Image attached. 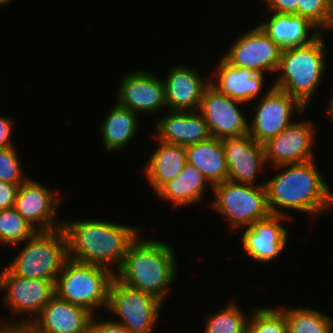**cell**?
Here are the masks:
<instances>
[{
    "label": "cell",
    "instance_id": "obj_1",
    "mask_svg": "<svg viewBox=\"0 0 333 333\" xmlns=\"http://www.w3.org/2000/svg\"><path fill=\"white\" fill-rule=\"evenodd\" d=\"M315 162L316 159L272 167L277 174L265 181L272 215L291 218L285 211L288 209L306 213L312 219L319 213L333 211V191Z\"/></svg>",
    "mask_w": 333,
    "mask_h": 333
},
{
    "label": "cell",
    "instance_id": "obj_2",
    "mask_svg": "<svg viewBox=\"0 0 333 333\" xmlns=\"http://www.w3.org/2000/svg\"><path fill=\"white\" fill-rule=\"evenodd\" d=\"M68 258L106 267L115 273L130 244L141 233L137 227L101 219L64 220ZM116 270H115V268Z\"/></svg>",
    "mask_w": 333,
    "mask_h": 333
},
{
    "label": "cell",
    "instance_id": "obj_3",
    "mask_svg": "<svg viewBox=\"0 0 333 333\" xmlns=\"http://www.w3.org/2000/svg\"><path fill=\"white\" fill-rule=\"evenodd\" d=\"M141 234L130 244L114 276L120 282L149 293L164 303L178 276L175 250L166 241L143 239Z\"/></svg>",
    "mask_w": 333,
    "mask_h": 333
},
{
    "label": "cell",
    "instance_id": "obj_4",
    "mask_svg": "<svg viewBox=\"0 0 333 333\" xmlns=\"http://www.w3.org/2000/svg\"><path fill=\"white\" fill-rule=\"evenodd\" d=\"M324 34L310 44L282 49L273 87L299 100L306 108L326 74Z\"/></svg>",
    "mask_w": 333,
    "mask_h": 333
},
{
    "label": "cell",
    "instance_id": "obj_5",
    "mask_svg": "<svg viewBox=\"0 0 333 333\" xmlns=\"http://www.w3.org/2000/svg\"><path fill=\"white\" fill-rule=\"evenodd\" d=\"M113 277L114 273L106 267L68 258L55 281V295L96 315L97 310L107 309Z\"/></svg>",
    "mask_w": 333,
    "mask_h": 333
},
{
    "label": "cell",
    "instance_id": "obj_6",
    "mask_svg": "<svg viewBox=\"0 0 333 333\" xmlns=\"http://www.w3.org/2000/svg\"><path fill=\"white\" fill-rule=\"evenodd\" d=\"M24 244L6 267L19 277L56 281L68 259L67 238L63 228L38 231Z\"/></svg>",
    "mask_w": 333,
    "mask_h": 333
},
{
    "label": "cell",
    "instance_id": "obj_7",
    "mask_svg": "<svg viewBox=\"0 0 333 333\" xmlns=\"http://www.w3.org/2000/svg\"><path fill=\"white\" fill-rule=\"evenodd\" d=\"M0 292L10 314L23 315L20 321L15 317L3 318L0 330H24L55 296V281L19 277L5 266L0 271Z\"/></svg>",
    "mask_w": 333,
    "mask_h": 333
},
{
    "label": "cell",
    "instance_id": "obj_8",
    "mask_svg": "<svg viewBox=\"0 0 333 333\" xmlns=\"http://www.w3.org/2000/svg\"><path fill=\"white\" fill-rule=\"evenodd\" d=\"M212 191L215 199L210 204L211 208L228 220L234 230L249 227L271 215L265 185L226 180L213 185Z\"/></svg>",
    "mask_w": 333,
    "mask_h": 333
},
{
    "label": "cell",
    "instance_id": "obj_9",
    "mask_svg": "<svg viewBox=\"0 0 333 333\" xmlns=\"http://www.w3.org/2000/svg\"><path fill=\"white\" fill-rule=\"evenodd\" d=\"M164 305L155 296L137 290L113 277L108 296L107 311L112 321L123 325L131 333H152Z\"/></svg>",
    "mask_w": 333,
    "mask_h": 333
},
{
    "label": "cell",
    "instance_id": "obj_10",
    "mask_svg": "<svg viewBox=\"0 0 333 333\" xmlns=\"http://www.w3.org/2000/svg\"><path fill=\"white\" fill-rule=\"evenodd\" d=\"M267 90L259 96L257 104L252 105L255 113L249 121L248 131L253 139L262 144L286 129L293 122L294 115L299 118L307 111L299 100L273 87V84Z\"/></svg>",
    "mask_w": 333,
    "mask_h": 333
},
{
    "label": "cell",
    "instance_id": "obj_11",
    "mask_svg": "<svg viewBox=\"0 0 333 333\" xmlns=\"http://www.w3.org/2000/svg\"><path fill=\"white\" fill-rule=\"evenodd\" d=\"M222 56L229 64L257 73H277L282 48L259 25L235 39Z\"/></svg>",
    "mask_w": 333,
    "mask_h": 333
},
{
    "label": "cell",
    "instance_id": "obj_12",
    "mask_svg": "<svg viewBox=\"0 0 333 333\" xmlns=\"http://www.w3.org/2000/svg\"><path fill=\"white\" fill-rule=\"evenodd\" d=\"M315 127L312 120L294 121L277 136L268 139L263 143L267 165L271 168L316 159L313 146L317 135Z\"/></svg>",
    "mask_w": 333,
    "mask_h": 333
},
{
    "label": "cell",
    "instance_id": "obj_13",
    "mask_svg": "<svg viewBox=\"0 0 333 333\" xmlns=\"http://www.w3.org/2000/svg\"><path fill=\"white\" fill-rule=\"evenodd\" d=\"M62 197L28 176L18 188L14 209L38 231H52L62 228L63 221L57 218Z\"/></svg>",
    "mask_w": 333,
    "mask_h": 333
},
{
    "label": "cell",
    "instance_id": "obj_14",
    "mask_svg": "<svg viewBox=\"0 0 333 333\" xmlns=\"http://www.w3.org/2000/svg\"><path fill=\"white\" fill-rule=\"evenodd\" d=\"M244 103L221 94L211 84L205 89L199 108L210 134L217 139L241 137L248 134L249 119L240 106Z\"/></svg>",
    "mask_w": 333,
    "mask_h": 333
},
{
    "label": "cell",
    "instance_id": "obj_15",
    "mask_svg": "<svg viewBox=\"0 0 333 333\" xmlns=\"http://www.w3.org/2000/svg\"><path fill=\"white\" fill-rule=\"evenodd\" d=\"M116 93V103L139 115H155L167 108L163 80L147 69L125 74Z\"/></svg>",
    "mask_w": 333,
    "mask_h": 333
},
{
    "label": "cell",
    "instance_id": "obj_16",
    "mask_svg": "<svg viewBox=\"0 0 333 333\" xmlns=\"http://www.w3.org/2000/svg\"><path fill=\"white\" fill-rule=\"evenodd\" d=\"M288 220L292 221L291 218L271 214L246 227L240 240L248 257L258 263H269L278 258L289 241L288 230L283 225Z\"/></svg>",
    "mask_w": 333,
    "mask_h": 333
},
{
    "label": "cell",
    "instance_id": "obj_17",
    "mask_svg": "<svg viewBox=\"0 0 333 333\" xmlns=\"http://www.w3.org/2000/svg\"><path fill=\"white\" fill-rule=\"evenodd\" d=\"M222 145L225 151L229 181L265 185V180L262 183L256 182L262 169L268 167L262 143L247 134L241 137L223 138Z\"/></svg>",
    "mask_w": 333,
    "mask_h": 333
},
{
    "label": "cell",
    "instance_id": "obj_18",
    "mask_svg": "<svg viewBox=\"0 0 333 333\" xmlns=\"http://www.w3.org/2000/svg\"><path fill=\"white\" fill-rule=\"evenodd\" d=\"M94 314L56 295L24 328L26 333H88Z\"/></svg>",
    "mask_w": 333,
    "mask_h": 333
},
{
    "label": "cell",
    "instance_id": "obj_19",
    "mask_svg": "<svg viewBox=\"0 0 333 333\" xmlns=\"http://www.w3.org/2000/svg\"><path fill=\"white\" fill-rule=\"evenodd\" d=\"M162 79L165 87V100L168 111L199 110L205 89L210 80L198 72V69L187 65L170 67Z\"/></svg>",
    "mask_w": 333,
    "mask_h": 333
},
{
    "label": "cell",
    "instance_id": "obj_20",
    "mask_svg": "<svg viewBox=\"0 0 333 333\" xmlns=\"http://www.w3.org/2000/svg\"><path fill=\"white\" fill-rule=\"evenodd\" d=\"M155 123L156 132L153 137L156 141L186 146L212 137L199 110L169 111Z\"/></svg>",
    "mask_w": 333,
    "mask_h": 333
},
{
    "label": "cell",
    "instance_id": "obj_21",
    "mask_svg": "<svg viewBox=\"0 0 333 333\" xmlns=\"http://www.w3.org/2000/svg\"><path fill=\"white\" fill-rule=\"evenodd\" d=\"M217 68L210 79V84L221 94L244 104L250 103L261 94L264 88L265 74L252 69L232 66L223 57L216 64ZM216 78V79H215Z\"/></svg>",
    "mask_w": 333,
    "mask_h": 333
},
{
    "label": "cell",
    "instance_id": "obj_22",
    "mask_svg": "<svg viewBox=\"0 0 333 333\" xmlns=\"http://www.w3.org/2000/svg\"><path fill=\"white\" fill-rule=\"evenodd\" d=\"M268 21L258 25L282 49L310 44L323 32L297 14L270 12Z\"/></svg>",
    "mask_w": 333,
    "mask_h": 333
},
{
    "label": "cell",
    "instance_id": "obj_23",
    "mask_svg": "<svg viewBox=\"0 0 333 333\" xmlns=\"http://www.w3.org/2000/svg\"><path fill=\"white\" fill-rule=\"evenodd\" d=\"M212 185L203 173L193 164L186 162L183 170L172 180L165 183L156 193L158 198L170 202L172 208L198 205L204 199L207 188Z\"/></svg>",
    "mask_w": 333,
    "mask_h": 333
},
{
    "label": "cell",
    "instance_id": "obj_24",
    "mask_svg": "<svg viewBox=\"0 0 333 333\" xmlns=\"http://www.w3.org/2000/svg\"><path fill=\"white\" fill-rule=\"evenodd\" d=\"M159 145L144 165L143 173L153 193L174 179L187 162L185 146L157 141Z\"/></svg>",
    "mask_w": 333,
    "mask_h": 333
},
{
    "label": "cell",
    "instance_id": "obj_25",
    "mask_svg": "<svg viewBox=\"0 0 333 333\" xmlns=\"http://www.w3.org/2000/svg\"><path fill=\"white\" fill-rule=\"evenodd\" d=\"M187 162L196 166L213 186L228 180V167L222 139L209 140L185 146Z\"/></svg>",
    "mask_w": 333,
    "mask_h": 333
},
{
    "label": "cell",
    "instance_id": "obj_26",
    "mask_svg": "<svg viewBox=\"0 0 333 333\" xmlns=\"http://www.w3.org/2000/svg\"><path fill=\"white\" fill-rule=\"evenodd\" d=\"M104 117L99 130L103 147L107 152H117L126 148L139 133L138 114L118 103H115Z\"/></svg>",
    "mask_w": 333,
    "mask_h": 333
},
{
    "label": "cell",
    "instance_id": "obj_27",
    "mask_svg": "<svg viewBox=\"0 0 333 333\" xmlns=\"http://www.w3.org/2000/svg\"><path fill=\"white\" fill-rule=\"evenodd\" d=\"M285 312L288 333H333L331 316L308 307H280Z\"/></svg>",
    "mask_w": 333,
    "mask_h": 333
},
{
    "label": "cell",
    "instance_id": "obj_28",
    "mask_svg": "<svg viewBox=\"0 0 333 333\" xmlns=\"http://www.w3.org/2000/svg\"><path fill=\"white\" fill-rule=\"evenodd\" d=\"M38 230L14 208L0 210V244L21 245L33 237Z\"/></svg>",
    "mask_w": 333,
    "mask_h": 333
},
{
    "label": "cell",
    "instance_id": "obj_29",
    "mask_svg": "<svg viewBox=\"0 0 333 333\" xmlns=\"http://www.w3.org/2000/svg\"><path fill=\"white\" fill-rule=\"evenodd\" d=\"M245 314L231 300L220 312L209 315L205 321L204 333H245L250 316Z\"/></svg>",
    "mask_w": 333,
    "mask_h": 333
},
{
    "label": "cell",
    "instance_id": "obj_30",
    "mask_svg": "<svg viewBox=\"0 0 333 333\" xmlns=\"http://www.w3.org/2000/svg\"><path fill=\"white\" fill-rule=\"evenodd\" d=\"M245 333H288L285 312L280 307H255Z\"/></svg>",
    "mask_w": 333,
    "mask_h": 333
},
{
    "label": "cell",
    "instance_id": "obj_31",
    "mask_svg": "<svg viewBox=\"0 0 333 333\" xmlns=\"http://www.w3.org/2000/svg\"><path fill=\"white\" fill-rule=\"evenodd\" d=\"M297 1V15L307 18L321 31L333 30V5L329 0Z\"/></svg>",
    "mask_w": 333,
    "mask_h": 333
},
{
    "label": "cell",
    "instance_id": "obj_32",
    "mask_svg": "<svg viewBox=\"0 0 333 333\" xmlns=\"http://www.w3.org/2000/svg\"><path fill=\"white\" fill-rule=\"evenodd\" d=\"M17 147L0 148V180L8 183L22 184L28 178L21 167Z\"/></svg>",
    "mask_w": 333,
    "mask_h": 333
},
{
    "label": "cell",
    "instance_id": "obj_33",
    "mask_svg": "<svg viewBox=\"0 0 333 333\" xmlns=\"http://www.w3.org/2000/svg\"><path fill=\"white\" fill-rule=\"evenodd\" d=\"M97 316V317H96ZM88 333H131L123 325H120L111 319L103 320L94 315L92 318Z\"/></svg>",
    "mask_w": 333,
    "mask_h": 333
},
{
    "label": "cell",
    "instance_id": "obj_34",
    "mask_svg": "<svg viewBox=\"0 0 333 333\" xmlns=\"http://www.w3.org/2000/svg\"><path fill=\"white\" fill-rule=\"evenodd\" d=\"M20 185L0 180V210L14 208L16 194Z\"/></svg>",
    "mask_w": 333,
    "mask_h": 333
},
{
    "label": "cell",
    "instance_id": "obj_35",
    "mask_svg": "<svg viewBox=\"0 0 333 333\" xmlns=\"http://www.w3.org/2000/svg\"><path fill=\"white\" fill-rule=\"evenodd\" d=\"M267 12L297 14V0H262Z\"/></svg>",
    "mask_w": 333,
    "mask_h": 333
},
{
    "label": "cell",
    "instance_id": "obj_36",
    "mask_svg": "<svg viewBox=\"0 0 333 333\" xmlns=\"http://www.w3.org/2000/svg\"><path fill=\"white\" fill-rule=\"evenodd\" d=\"M13 120L14 119H12V117L0 115V148H9L15 146L11 136L13 133L12 129H14L13 124H15L13 123Z\"/></svg>",
    "mask_w": 333,
    "mask_h": 333
},
{
    "label": "cell",
    "instance_id": "obj_37",
    "mask_svg": "<svg viewBox=\"0 0 333 333\" xmlns=\"http://www.w3.org/2000/svg\"><path fill=\"white\" fill-rule=\"evenodd\" d=\"M333 89V88H332ZM332 93H330L331 94V96H330V98H329V100H328V103H327V110H326V112H327V117L329 118V120H331V122H333V90L331 91Z\"/></svg>",
    "mask_w": 333,
    "mask_h": 333
},
{
    "label": "cell",
    "instance_id": "obj_38",
    "mask_svg": "<svg viewBox=\"0 0 333 333\" xmlns=\"http://www.w3.org/2000/svg\"><path fill=\"white\" fill-rule=\"evenodd\" d=\"M0 333H26L24 330H0Z\"/></svg>",
    "mask_w": 333,
    "mask_h": 333
},
{
    "label": "cell",
    "instance_id": "obj_39",
    "mask_svg": "<svg viewBox=\"0 0 333 333\" xmlns=\"http://www.w3.org/2000/svg\"><path fill=\"white\" fill-rule=\"evenodd\" d=\"M10 2H11V0H0V9L2 8V6L5 7Z\"/></svg>",
    "mask_w": 333,
    "mask_h": 333
}]
</instances>
